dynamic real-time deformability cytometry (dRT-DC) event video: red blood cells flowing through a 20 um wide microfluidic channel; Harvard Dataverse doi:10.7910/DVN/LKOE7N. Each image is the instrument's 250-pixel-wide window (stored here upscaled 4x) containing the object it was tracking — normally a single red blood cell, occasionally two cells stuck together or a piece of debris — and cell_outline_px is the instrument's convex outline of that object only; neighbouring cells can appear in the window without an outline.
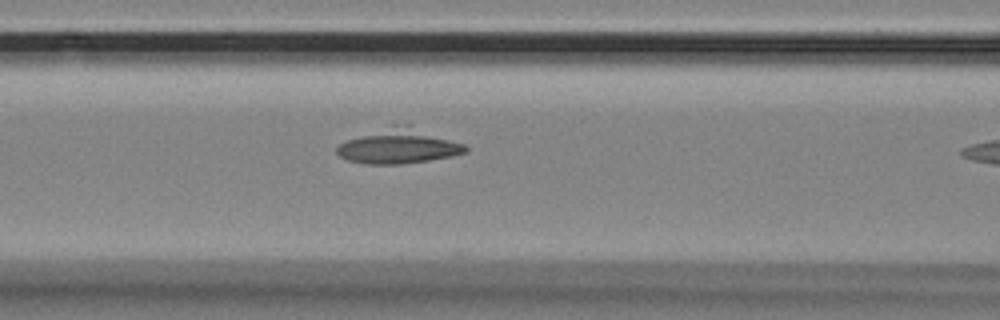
{"species": "Egyptian fruit bat (a non-hibernating species)", "species_latin": "Rousettus aegyptiacus", "temperature_condition": "room temperature", "stored_images_in_passage": 11, "camera_frame_rate_fps": 3000, "um_per_image_px": 0.085, "animal": {"sex": "female"}, "frame": {"image": 1, "passage_image": 10, "time_ms": 3.0, "image_size_px": [1000, 320], "cell_outline_px": [[468, 152], [452, 156], [428, 160], [400, 164], [368, 164], [348, 160], [340, 156], [336, 152], [336, 148], [340, 144], [348, 140], [392, 124], [408, 124], [464, 144], [468, 148]], "centroid_in_image_um": [33.91, 12.43], "position_along_channel_um": 132.7, "area_um2": 25.72}}